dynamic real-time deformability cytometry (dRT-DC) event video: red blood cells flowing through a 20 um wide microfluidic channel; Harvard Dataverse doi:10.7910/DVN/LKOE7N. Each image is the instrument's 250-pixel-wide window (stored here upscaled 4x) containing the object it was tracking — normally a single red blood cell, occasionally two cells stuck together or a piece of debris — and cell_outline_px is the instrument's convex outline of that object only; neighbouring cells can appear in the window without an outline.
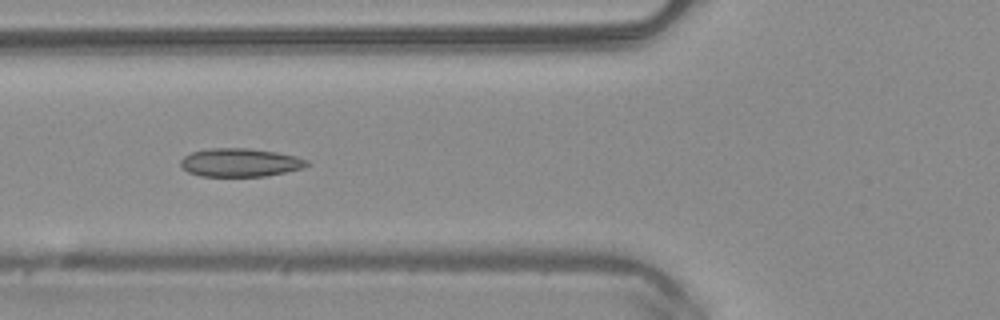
{"species": "common noctule bat (a hibernating species)", "species_latin": "Nyctalus noctula", "temperature_condition": "warm", "stored_images_in_passage": 50, "camera_frame_rate_fps": 3000, "um_per_image_px": 0.085, "animal": {"sex": "male", "body_mass_g": 20.4}, "frame": {"image": 1, "passage_image": 19, "time_ms": 6.0, "image_size_px": [1000, 320], "cell_outline_px": [[312, 164], [300, 168], [284, 172], [264, 176], [200, 176], [188, 172], [180, 164], [180, 160], [184, 156], [192, 152], [208, 148], [248, 148], [276, 152], [296, 156], [308, 160]], "centroid_in_image_um": [20.4, 13.81], "position_along_channel_um": 105.4, "area_um2": 20.81}}
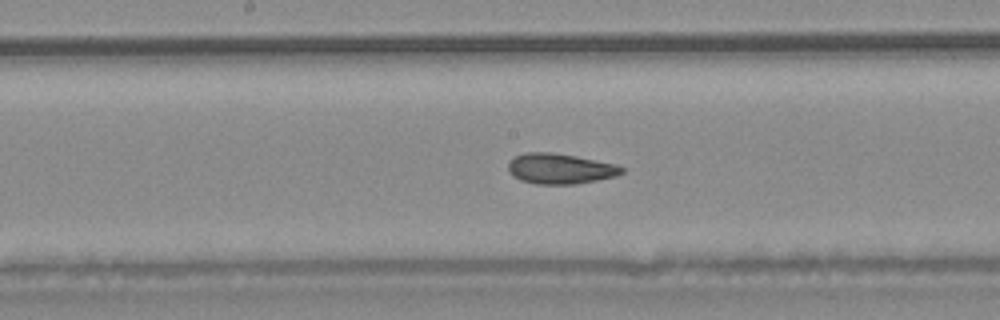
{"frame": {"image": 2, "passage_image": 26, "time_ms": 8.333, "image_size_px": [1000, 320], "cell_outline_px": [[624, 172], [616, 176], [576, 184], [536, 184], [520, 180], [512, 176], [508, 172], [508, 164], [516, 156], [528, 152], [548, 152], [576, 156], [616, 164], [624, 168]], "centroid_in_image_um": [47.61, 14.34], "position_along_channel_um": 200.6, "area_um2": 20.06}}
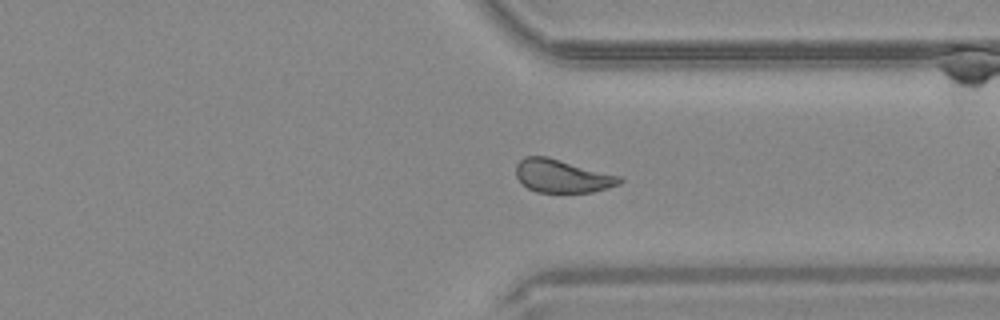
{"frame": {"image": 3, "passage_image": 38, "time_ms": 12.333, "image_size_px": [1000, 320], "cell_outline_px": [[624, 180], [620, 184], [608, 188], [592, 192], [536, 192], [528, 188], [516, 176], [516, 164], [524, 156], [548, 156], [620, 176]], "centroid_in_image_um": [47.79, 14.96], "position_along_channel_um": 363.6, "area_um2": 20.0}, "authors_computed_cell_mechanics": {"area_um2": 20.9525, "velocity_mm_per_s": 4.0705, "shape_relaxation_time_tau1_ms": 10.7198, "shape_relaxation_time_tau2_ms": 2.2932, "deformation_change_tau1": 0.1966, "deformation_change_tau2": 0.075}}